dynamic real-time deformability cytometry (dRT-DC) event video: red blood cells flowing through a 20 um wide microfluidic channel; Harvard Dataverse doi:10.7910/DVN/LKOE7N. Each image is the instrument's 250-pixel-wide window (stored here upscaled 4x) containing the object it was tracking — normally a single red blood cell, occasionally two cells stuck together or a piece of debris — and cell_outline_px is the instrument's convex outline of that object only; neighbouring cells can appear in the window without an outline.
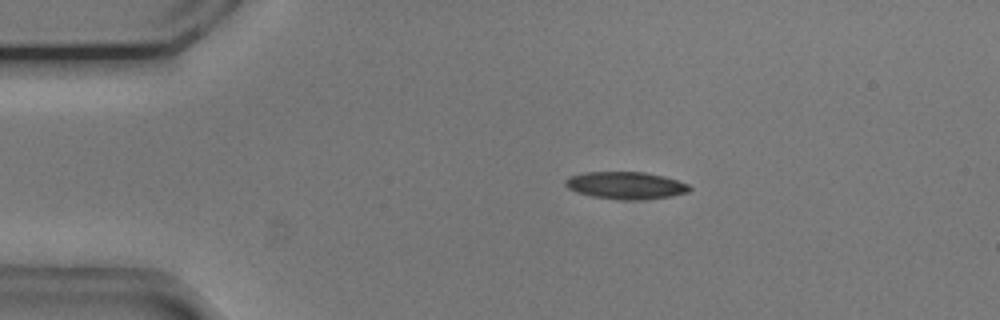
{"species": "common noctule bat (a hibernating species)", "species_latin": "Nyctalus noctula", "temperature_condition": "cold", "stored_images_in_passage": 54, "camera_frame_rate_fps": 3000, "um_per_image_px": 0.085, "animal": {"sex": "male", "body_mass_g": 20.5, "forearm_length_mm": 52.5}, "frame": {"image": 1, "passage_image": 11, "time_ms": 3.333, "image_size_px": [1000, 320], "cell_outline_px": [[692, 188], [688, 192], [672, 196], [644, 200], [620, 200], [592, 196], [576, 192], [568, 188], [564, 184], [564, 180], [568, 176], [584, 172], [644, 172], [664, 176], [688, 184]], "centroid_in_image_um": [53.17, 15.76], "position_along_channel_um": 31.8, "area_um2": 19.94}}
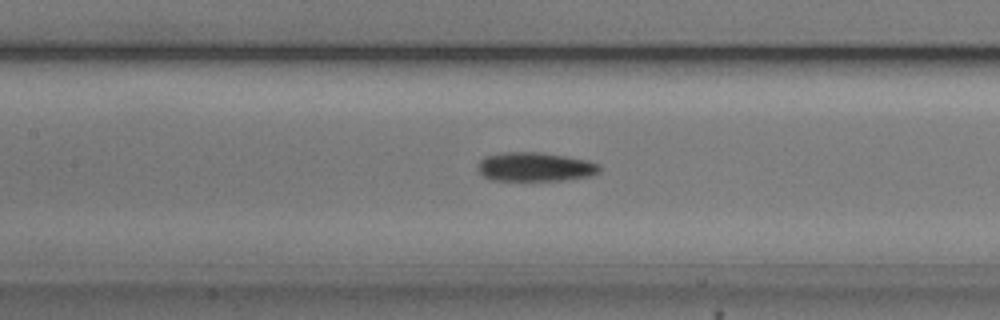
{"frame": {"image": 2, "passage_image": 25, "time_ms": 8.0, "image_size_px": [1000, 320], "cell_outline_px": [[600, 172], [588, 176], [564, 180], [492, 180], [484, 176], [480, 172], [476, 164], [484, 156], [504, 152], [540, 152], [588, 160], [600, 164]], "centroid_in_image_um": [45.47, 14.17], "position_along_channel_um": 161.9, "area_um2": 20.58}}
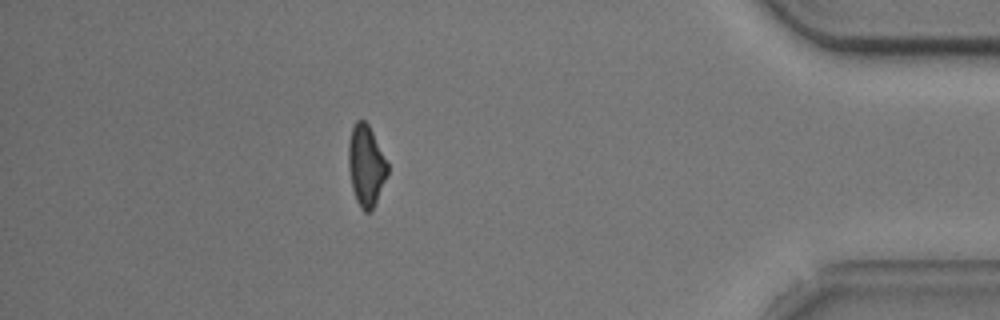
{"frame": {"image": 3, "passage_image": 48, "time_ms": 15.667, "image_size_px": [1000, 320], "cell_outline_px": [[388, 172], [372, 212], [364, 212], [360, 208], [356, 200], [352, 188], [348, 168], [348, 144], [352, 128], [356, 120], [364, 120], [368, 124], [388, 164]], "centroid_in_image_um": [31.1, 14.1], "position_along_channel_um": 404.1, "area_um2": 18.38}, "authors_computed_cell_mechanics": {"area_um2": 19.8254, "velocity_mm_per_s": 3.7434, "shape_relaxation_time_tau1_ms": null, "shape_relaxation_time_tau2_ms": 8.4515, "deformation_change_tau1": null, "deformation_change_tau2": 0.1796}}